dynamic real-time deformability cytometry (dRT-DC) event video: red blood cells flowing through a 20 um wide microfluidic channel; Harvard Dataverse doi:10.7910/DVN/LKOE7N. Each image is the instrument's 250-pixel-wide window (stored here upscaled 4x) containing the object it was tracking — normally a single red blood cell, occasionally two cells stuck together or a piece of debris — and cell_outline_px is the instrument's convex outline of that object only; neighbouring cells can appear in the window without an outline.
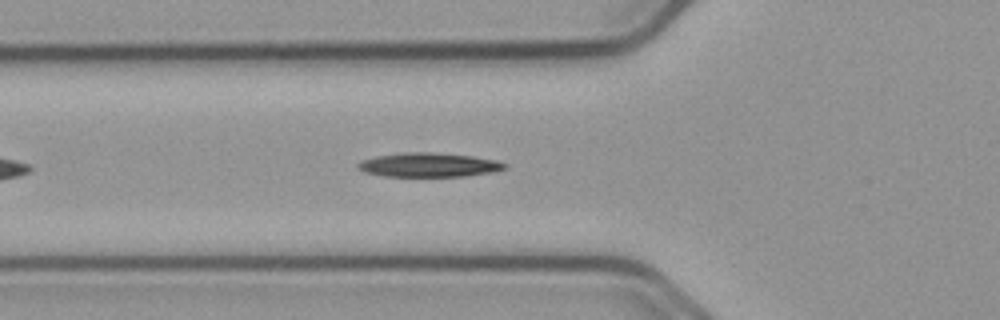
{"species": "common noctule bat (a hibernating species)", "species_latin": "Nyctalus noctula", "temperature_condition": "cold", "stored_images_in_passage": 18, "camera_frame_rate_fps": 3000, "um_per_image_px": 0.085, "animal": {"sex": "male", "body_mass_g": 23.1, "forearm_length_mm": 52.7}, "frame": {"image": 1, "passage_image": 8, "time_ms": 2.333, "image_size_px": [1000, 320], "cell_outline_px": [[508, 168], [492, 172], [464, 176], [384, 176], [364, 172], [356, 168], [356, 164], [360, 160], [376, 156], [408, 152], [428, 152], [472, 156], [496, 160], [508, 164]], "centroid_in_image_um": [36.43, 14.02], "position_along_channel_um": 89.4, "area_um2": 20.63}}
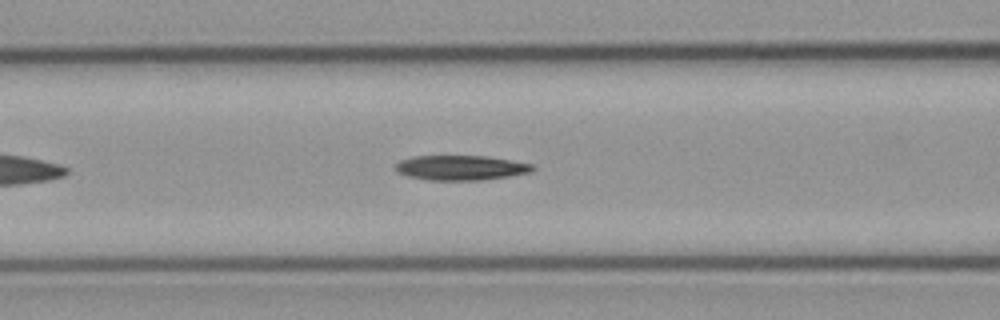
{"frame": {"image": 2, "passage_image": 11, "time_ms": 3.333, "image_size_px": [1000, 320], "cell_outline_px": [[536, 168], [532, 172], [508, 176], [480, 180], [428, 180], [408, 176], [396, 172], [396, 164], [400, 160], [416, 156], [484, 156], [532, 164]], "centroid_in_image_um": [39.15, 14.26], "position_along_channel_um": 127.4, "area_um2": 19.65}}
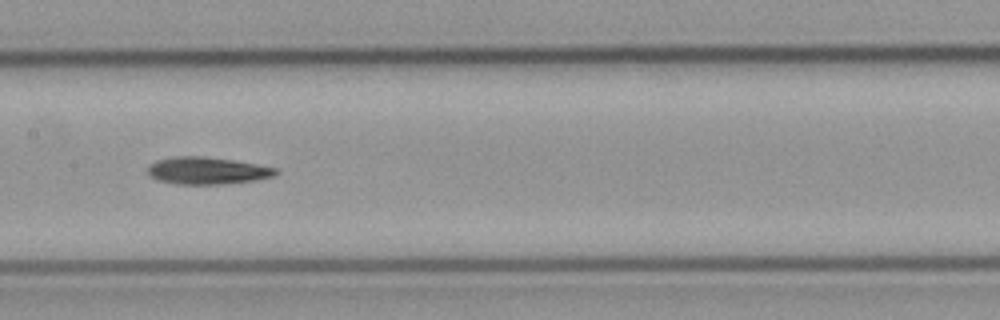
{"frame": {"image": 3, "passage_image": 16, "time_ms": 5.0, "image_size_px": [1000, 320], "cell_outline_px": [[280, 172], [276, 176], [256, 180], [220, 184], [176, 184], [156, 180], [148, 172], [148, 168], [156, 160], [176, 156], [204, 156], [232, 160], [256, 164], [276, 168]], "centroid_in_image_um": [17.64, 14.51], "position_along_channel_um": 189.8, "area_um2": 20.23}}